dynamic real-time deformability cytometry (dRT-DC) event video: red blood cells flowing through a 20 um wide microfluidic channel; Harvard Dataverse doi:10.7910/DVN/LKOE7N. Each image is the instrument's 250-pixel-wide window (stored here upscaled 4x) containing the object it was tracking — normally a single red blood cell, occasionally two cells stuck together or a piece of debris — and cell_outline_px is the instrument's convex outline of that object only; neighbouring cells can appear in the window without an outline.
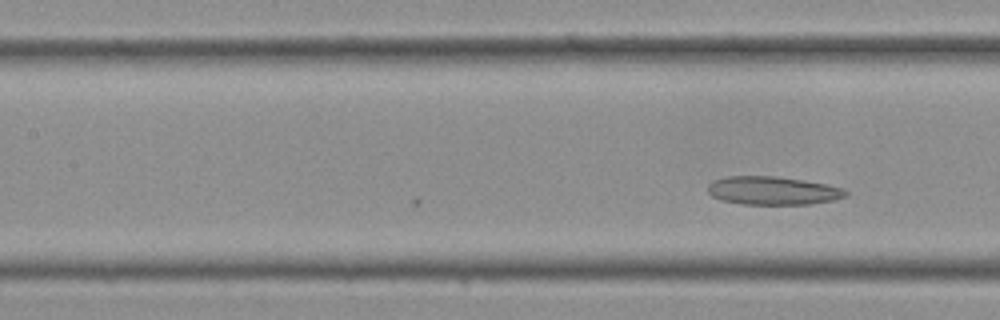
{"species": "Egyptian fruit bat (a non-hibernating species)", "species_latin": "Rousettus aegyptiacus", "temperature_condition": "cold", "stored_images_in_passage": 7, "camera_frame_rate_fps": 3000, "um_per_image_px": 0.085, "frame": {"image": 1, "passage_image": 7, "time_ms": 2.0, "image_size_px": [1000, 320], "cell_outline_px": [[848, 196], [832, 200], [808, 204], [740, 204], [720, 200], [712, 196], [708, 192], [708, 184], [712, 180], [728, 176], [776, 176], [804, 180], [844, 188], [848, 192]], "centroid_in_image_um": [65.66, 16.2], "position_along_channel_um": 141.7, "area_um2": 22.83}}